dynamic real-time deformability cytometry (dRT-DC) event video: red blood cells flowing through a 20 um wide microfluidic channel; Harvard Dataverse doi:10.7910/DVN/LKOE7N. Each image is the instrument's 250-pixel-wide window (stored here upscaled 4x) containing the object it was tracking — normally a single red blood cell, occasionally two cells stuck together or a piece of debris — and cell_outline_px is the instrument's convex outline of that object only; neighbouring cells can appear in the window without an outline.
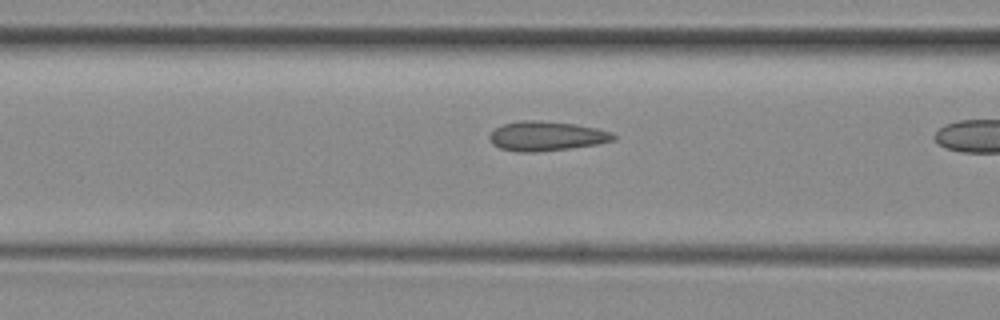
{"species": "common noctule bat (a hibernating species)", "species_latin": "Nyctalus noctula", "temperature_condition": "room temperature", "stored_images_in_passage": 13, "camera_frame_rate_fps": 3000, "um_per_image_px": 0.085, "animal": {"sex": "female", "body_mass_g": 29.2, "forearm_length_mm": 56.3}, "frame": {"image": 1, "passage_image": 11, "time_ms": 3.333, "image_size_px": [1000, 320], "cell_outline_px": [[616, 140], [596, 144], [568, 148], [536, 152], [516, 152], [500, 148], [492, 144], [488, 136], [496, 128], [504, 124], [520, 120], [536, 120], [576, 124], [596, 128], [612, 132], [616, 136]], "centroid_in_image_um": [46.44, 11.56], "position_along_channel_um": 120.2, "area_um2": 21.27}}